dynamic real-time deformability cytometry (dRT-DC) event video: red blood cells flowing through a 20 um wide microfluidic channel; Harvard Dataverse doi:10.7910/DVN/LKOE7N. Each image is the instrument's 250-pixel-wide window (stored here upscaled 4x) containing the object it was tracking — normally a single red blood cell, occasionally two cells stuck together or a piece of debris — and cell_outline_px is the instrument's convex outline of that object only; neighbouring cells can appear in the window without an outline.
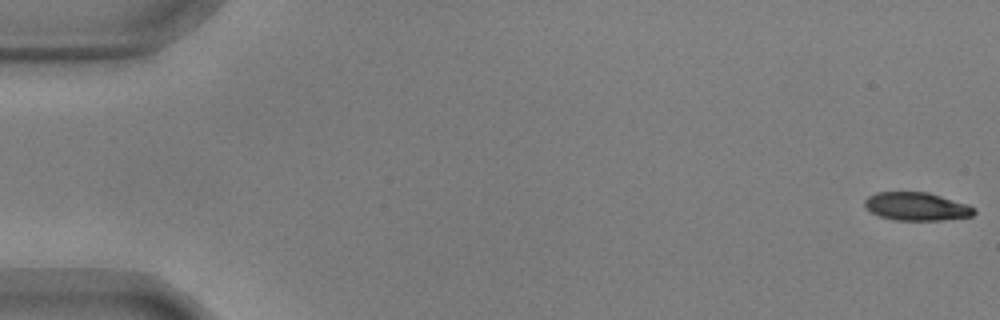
{"species": "common noctule bat (a hibernating species)", "species_latin": "Nyctalus noctula", "temperature_condition": "warm", "stored_images_in_passage": 13, "camera_frame_rate_fps": 3000, "um_per_image_px": 0.085, "animal": {"sex": "male", "body_mass_g": 17.9, "forearm_length_mm": 54.2}, "frame": {"image": 1, "passage_image": 1, "time_ms": 0.0, "image_size_px": [1000, 320], "cell_outline_px": [[976, 212], [972, 216], [940, 220], [892, 220], [880, 216], [864, 208], [864, 200], [868, 196], [876, 192], [928, 192], [968, 204], [976, 208]], "centroid_in_image_um": [77.9, 17.54], "position_along_channel_um": 7.1, "area_um2": 18.09}}
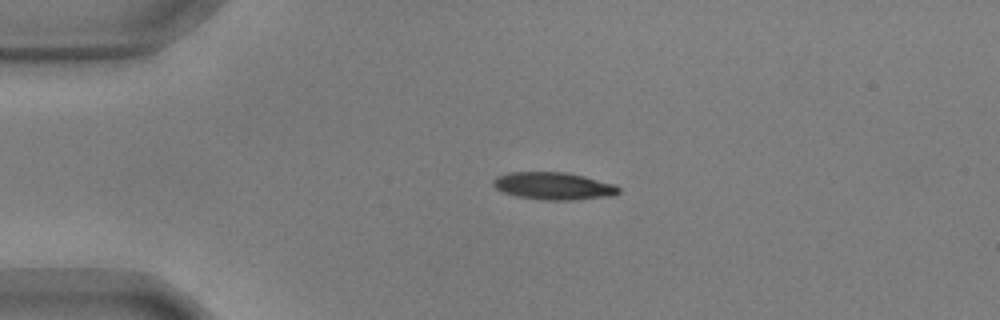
{"frame": {"image": 2, "passage_image": 13, "time_ms": 4.0, "image_size_px": [1000, 320], "cell_outline_px": [[620, 192], [616, 196], [572, 200], [544, 200], [516, 196], [504, 192], [496, 188], [492, 184], [492, 180], [496, 176], [508, 172], [564, 172], [584, 176], [616, 184], [620, 188]], "centroid_in_image_um": [47.08, 15.81], "position_along_channel_um": 37.9, "area_um2": 20.29}}